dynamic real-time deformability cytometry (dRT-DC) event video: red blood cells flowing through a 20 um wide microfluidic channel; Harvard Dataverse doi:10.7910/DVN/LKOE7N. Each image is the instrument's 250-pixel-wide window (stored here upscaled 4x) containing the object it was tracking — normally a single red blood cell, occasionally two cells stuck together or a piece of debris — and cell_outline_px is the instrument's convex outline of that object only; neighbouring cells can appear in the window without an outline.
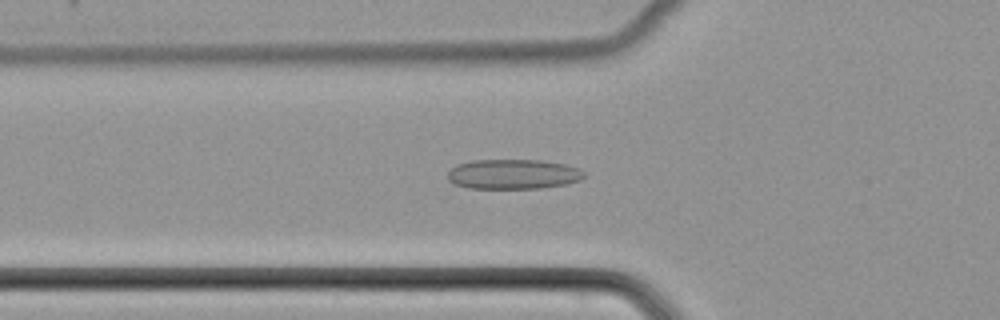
{"species": "common noctule bat (a hibernating species)", "species_latin": "Nyctalus noctula", "temperature_condition": "cold", "stored_images_in_passage": 49, "camera_frame_rate_fps": 3000, "um_per_image_px": 0.085, "animal": {"sex": "female", "body_mass_g": 22.7, "forearm_length_mm": 54.2}, "frame": {"image": 1, "passage_image": 16, "time_ms": 5.0, "image_size_px": [1000, 320], "cell_outline_px": [[584, 176], [580, 180], [564, 184], [540, 188], [468, 188], [456, 184], [448, 180], [448, 172], [456, 164], [472, 160], [540, 160], [564, 164], [580, 168], [584, 172]], "centroid_in_image_um": [43.61, 14.8], "position_along_channel_um": 82.2, "area_um2": 23.64}}
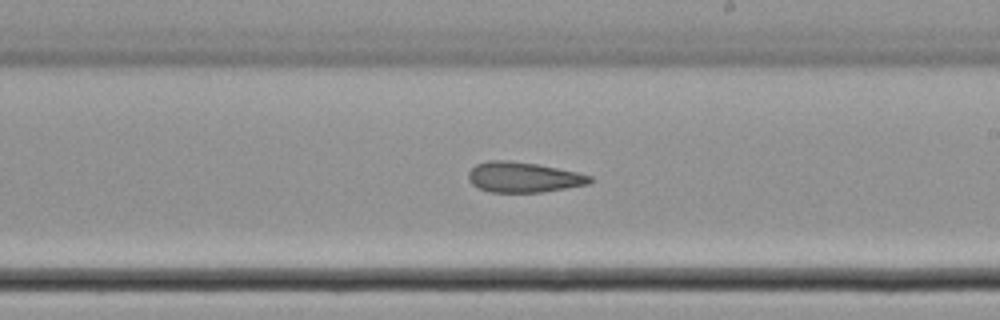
{"frame": {"image": 2, "passage_image": 28, "time_ms": 9.0, "image_size_px": [1000, 320], "cell_outline_px": [[592, 180], [588, 184], [544, 192], [488, 192], [472, 184], [468, 180], [468, 172], [476, 164], [488, 160], [508, 160], [536, 164], [576, 172], [592, 176]], "centroid_in_image_um": [44.46, 15.06], "position_along_channel_um": 244.5, "area_um2": 21.39}}
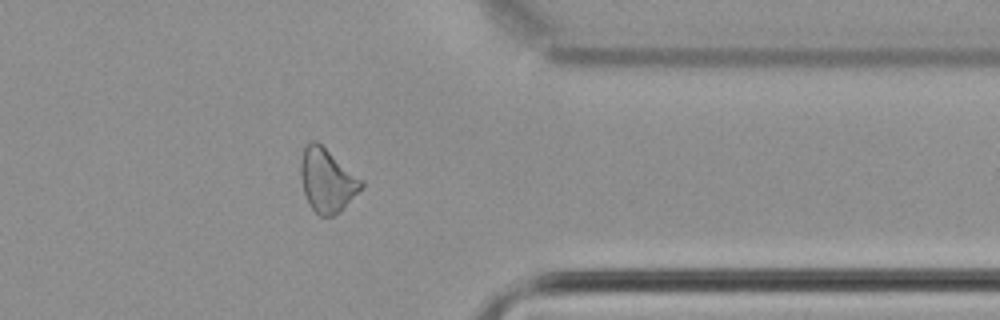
{"frame": {"image": 3, "passage_image": 39, "time_ms": 12.667, "image_size_px": [1000, 320], "cell_outline_px": [[364, 184], [344, 208], [340, 212], [332, 216], [320, 216], [312, 208], [304, 192], [300, 172], [300, 160], [304, 144], [308, 140], [316, 140], [364, 180]], "centroid_in_image_um": [27.79, 15.28], "position_along_channel_um": 383.6, "area_um2": 22.48}}